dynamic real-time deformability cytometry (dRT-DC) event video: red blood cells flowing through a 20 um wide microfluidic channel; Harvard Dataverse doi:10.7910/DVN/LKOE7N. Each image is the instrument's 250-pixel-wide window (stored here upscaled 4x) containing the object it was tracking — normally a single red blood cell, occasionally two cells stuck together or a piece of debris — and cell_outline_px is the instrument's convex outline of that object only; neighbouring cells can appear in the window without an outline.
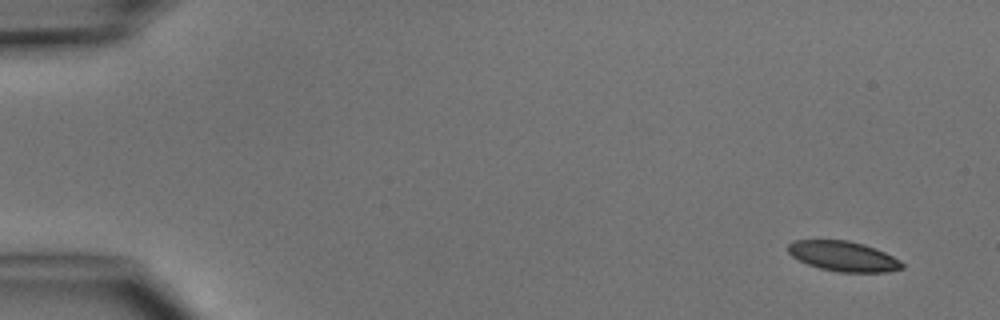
{"species": "common noctule bat (a hibernating species)", "species_latin": "Nyctalus noctula", "temperature_condition": "cold", "stored_images_in_passage": 3, "camera_frame_rate_fps": 3000, "um_per_image_px": 0.085, "animal": {"sex": "male", "body_mass_g": 15.6}, "frame": {"image": 1, "passage_image": 1, "time_ms": 0.0, "image_size_px": [1000, 320], "cell_outline_px": [[904, 268], [888, 272], [840, 272], [820, 268], [808, 264], [792, 256], [788, 252], [788, 244], [792, 240], [848, 240], [864, 244], [876, 248], [900, 260], [904, 264]], "centroid_in_image_um": [71.7, 21.77], "position_along_channel_um": 13.3, "area_um2": 20.0}}